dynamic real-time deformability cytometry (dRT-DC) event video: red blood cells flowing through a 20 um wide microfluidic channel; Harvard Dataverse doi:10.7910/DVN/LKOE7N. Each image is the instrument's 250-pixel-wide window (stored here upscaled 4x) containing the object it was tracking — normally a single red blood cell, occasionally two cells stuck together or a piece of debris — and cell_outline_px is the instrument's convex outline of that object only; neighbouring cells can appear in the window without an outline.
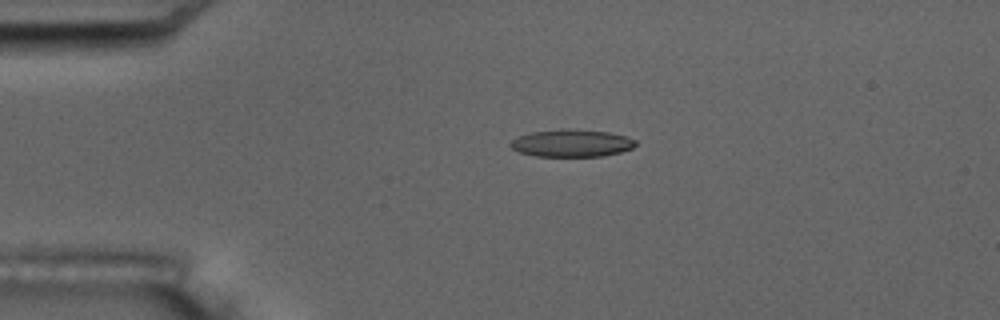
{"species": "common noctule bat (a hibernating species)", "species_latin": "Nyctalus noctula", "temperature_condition": "room temperature", "stored_images_in_passage": 5, "camera_frame_rate_fps": 3000, "um_per_image_px": 0.085, "animal": {"sex": "male", "body_mass_g": 17.5, "forearm_length_mm": 52.3}, "frame": {"image": 1, "passage_image": 4, "time_ms": 3.333, "image_size_px": [1000, 320], "cell_outline_px": [[636, 144], [632, 148], [620, 152], [604, 156], [536, 156], [520, 152], [512, 148], [508, 144], [512, 140], [520, 136], [532, 132], [564, 128], [568, 128], [608, 132], [624, 136], [636, 140]], "centroid_in_image_um": [48.59, 12.16], "position_along_channel_um": 36.4, "area_um2": 19.88}}